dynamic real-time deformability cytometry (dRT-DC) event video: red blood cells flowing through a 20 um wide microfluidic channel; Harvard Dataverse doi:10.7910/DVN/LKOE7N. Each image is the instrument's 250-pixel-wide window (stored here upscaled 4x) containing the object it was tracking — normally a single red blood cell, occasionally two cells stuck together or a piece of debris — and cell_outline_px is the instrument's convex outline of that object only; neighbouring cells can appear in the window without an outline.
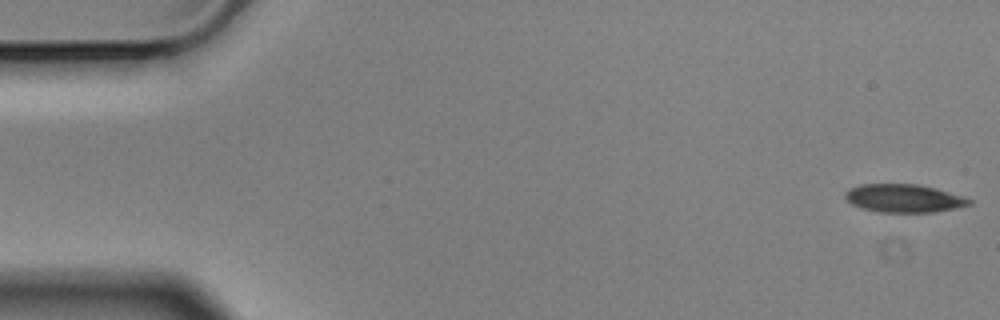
{"species": "Egyptian fruit bat (a non-hibernating species)", "species_latin": "Rousettus aegyptiacus", "temperature_condition": "cold", "stored_images_in_passage": 6, "segment_of_instrument_passage": [1, 2], "camera_frame_rate_fps": 3000, "um_per_image_px": 0.085, "animal": {"sex": "male"}, "frame": {"image": 1, "passage_image": 1, "time_ms": 0.0, "image_size_px": [1000, 320], "cell_outline_px": [[972, 204], [932, 212], [880, 212], [864, 208], [852, 204], [844, 196], [844, 192], [848, 188], [860, 184], [920, 184], [936, 188], [972, 200]], "centroid_in_image_um": [76.78, 16.84], "position_along_channel_um": 8.2, "area_um2": 20.11}}
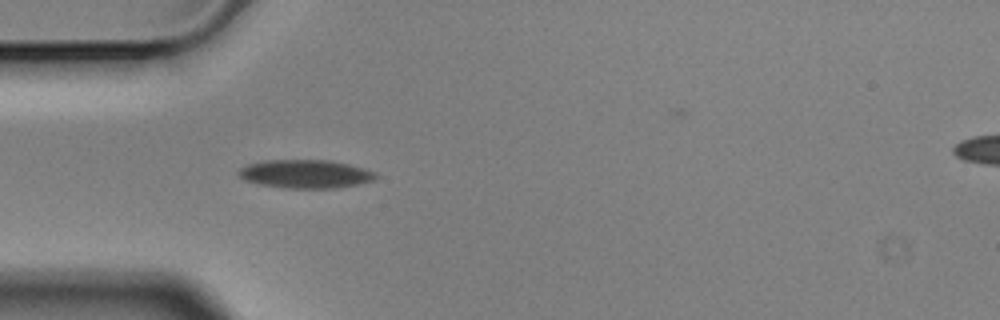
{"frame": {"image": 2, "passage_image": 5, "time_ms": 1.333, "image_size_px": [1000, 320], "cell_outline_px": [[376, 176], [372, 180], [356, 184], [336, 188], [284, 188], [260, 184], [244, 180], [236, 172], [240, 168], [248, 164], [264, 160], [332, 160], [348, 164], [372, 172]], "centroid_in_image_um": [25.87, 14.78], "position_along_channel_um": 59.1, "area_um2": 22.43}}